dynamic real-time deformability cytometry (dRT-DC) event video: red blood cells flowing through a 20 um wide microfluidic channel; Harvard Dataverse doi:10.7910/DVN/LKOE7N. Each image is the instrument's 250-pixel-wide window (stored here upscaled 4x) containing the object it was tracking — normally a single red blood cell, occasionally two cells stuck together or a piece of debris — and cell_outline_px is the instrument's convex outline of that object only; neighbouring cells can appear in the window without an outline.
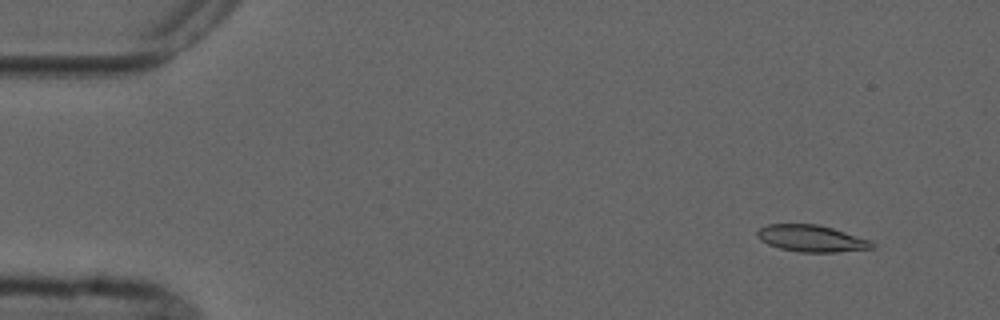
{"species": "common noctule bat (a hibernating species)", "species_latin": "Nyctalus noctula", "temperature_condition": "cold", "stored_images_in_passage": 5, "camera_frame_rate_fps": 3000, "um_per_image_px": 0.085, "animal": {"sex": "male", "forearm_length_mm": 52.5}, "frame": {"image": 1, "passage_image": 2, "time_ms": 1.0, "image_size_px": [1000, 320], "cell_outline_px": [[876, 248], [836, 252], [800, 252], [780, 248], [768, 244], [760, 240], [756, 236], [756, 232], [760, 228], [768, 224], [820, 224], [872, 240], [876, 244]], "centroid_in_image_um": [69.02, 20.26], "position_along_channel_um": 16.0, "area_um2": 18.09}}
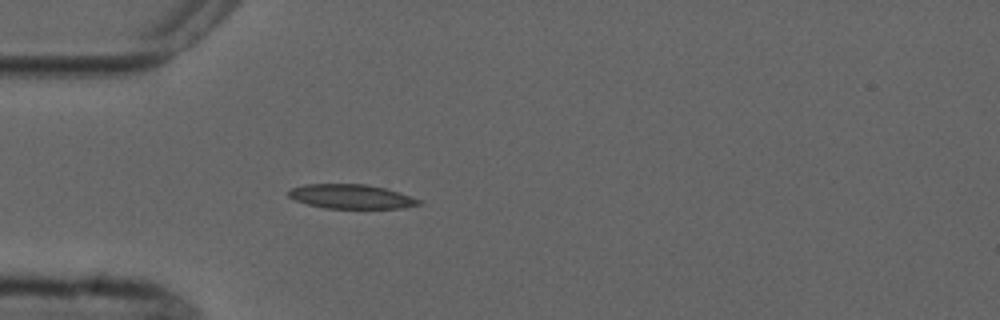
{"frame": {"image": 2, "passage_image": 5, "time_ms": 4.667, "image_size_px": [1000, 320], "cell_outline_px": [[420, 204], [404, 208], [324, 208], [308, 204], [296, 200], [288, 196], [288, 192], [292, 188], [304, 184], [364, 184], [384, 188], [420, 200]], "centroid_in_image_um": [29.8, 16.7], "position_along_channel_um": 55.2, "area_um2": 18.09}}